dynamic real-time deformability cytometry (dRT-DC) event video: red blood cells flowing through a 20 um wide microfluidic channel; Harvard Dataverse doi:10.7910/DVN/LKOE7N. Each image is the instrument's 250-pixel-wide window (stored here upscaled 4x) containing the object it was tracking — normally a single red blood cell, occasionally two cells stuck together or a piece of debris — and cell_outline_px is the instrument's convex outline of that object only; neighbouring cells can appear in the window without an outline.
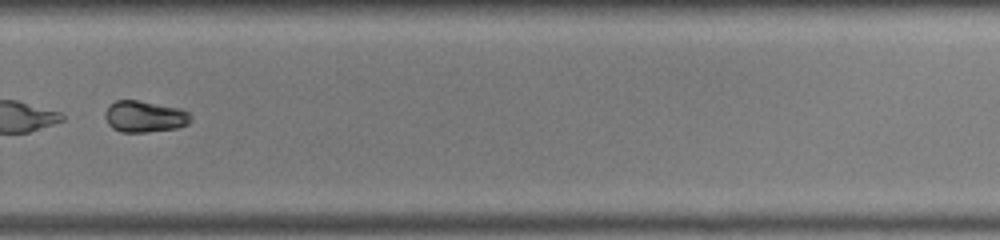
{"species": "common noctule bat (a hibernating species)", "species_latin": "Nyctalus noctula", "temperature_condition": "warm", "stored_images_in_passage": 49, "camera_frame_rate_fps": 3000, "um_per_image_px": 0.085, "animal": {"sex": "male", "body_mass_g": 19.0, "forearm_length_mm": 50.8}, "frame": {"image": 1, "passage_image": 35, "time_ms": 11.333, "image_size_px": [1000, 240], "cell_outline_px": [[192, 120], [188, 124], [176, 128], [148, 132], [120, 132], [112, 128], [108, 124], [104, 116], [104, 112], [108, 104], [116, 100], [136, 100], [180, 108], [188, 112], [192, 116]], "centroid_in_image_um": [12.27, 9.9], "position_along_channel_um": 317.5, "area_um2": 15.9}}